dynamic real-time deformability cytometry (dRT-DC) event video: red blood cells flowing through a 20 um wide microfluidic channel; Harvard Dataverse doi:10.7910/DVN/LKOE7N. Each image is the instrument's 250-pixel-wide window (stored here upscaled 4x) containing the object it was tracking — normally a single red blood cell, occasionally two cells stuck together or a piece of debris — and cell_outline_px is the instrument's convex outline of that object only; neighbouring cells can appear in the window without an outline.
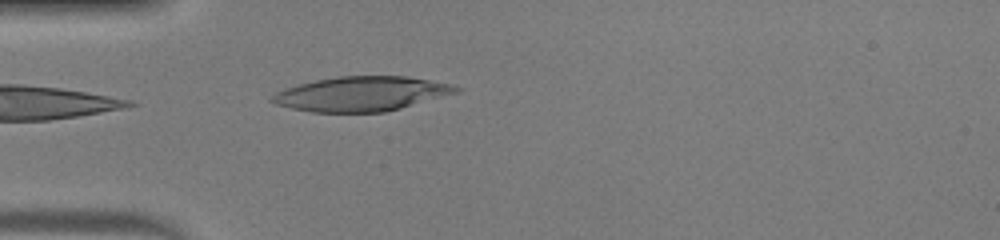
{"species": "human", "species_latin": "Homo sapiens", "temperature_condition": "warm", "stored_images_in_passage": 35, "camera_frame_rate_fps": 3000, "um_per_image_px": 0.085, "donor": {"sex": "male"}, "frame": {"image": 1, "passage_image": 1, "time_ms": 0.0, "image_size_px": [1000, 240], "cell_outline_px": [[464, 88], [460, 92], [400, 108], [384, 112], [312, 112], [292, 108], [276, 104], [268, 100], [276, 92], [284, 88], [316, 80], [336, 76], [408, 76], [452, 84]], "centroid_in_image_um": [30.75, 7.97], "position_along_channel_um": 54.2, "area_um2": 37.11}}
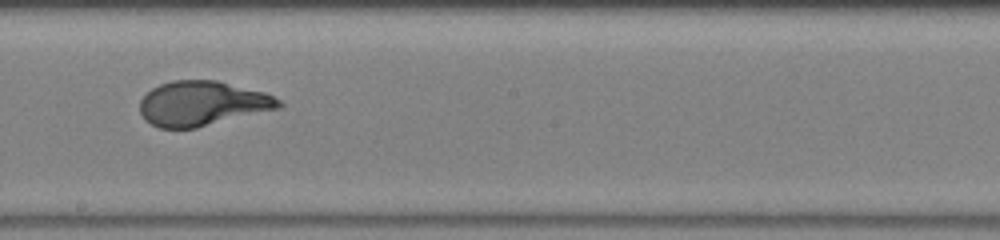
{"frame": {"image": 2, "passage_image": 14, "time_ms": 4.333, "image_size_px": [1000, 240], "cell_outline_px": [[284, 104], [280, 108], [196, 128], [160, 128], [144, 120], [140, 112], [140, 100], [152, 88], [160, 84], [172, 80], [216, 80], [264, 92], [280, 100]], "centroid_in_image_um": [17.18, 8.8], "position_along_channel_um": 231.0, "area_um2": 36.13}}
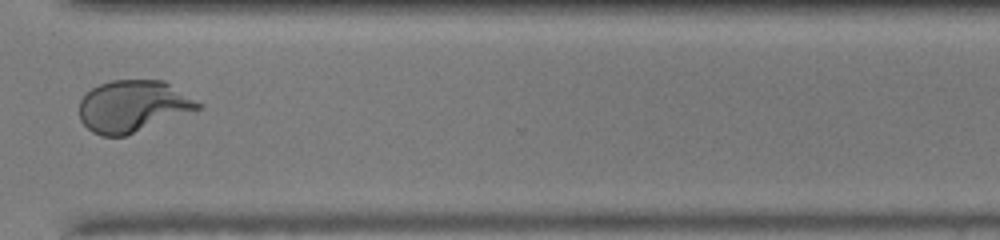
{"frame": {"image": 3, "passage_image": 23, "time_ms": 7.333, "image_size_px": [1000, 240], "cell_outline_px": [[204, 104], [200, 108], [124, 136], [100, 136], [92, 132], [80, 120], [80, 100], [92, 88], [100, 84], [112, 80], [164, 80]], "centroid_in_image_um": [11.29, 9.01], "position_along_channel_um": 359.3, "area_um2": 35.43}, "authors_computed_cell_mechanics": {"area_um2": 37.1076, "velocity_mm_per_s": 4.2691, "shape_relaxation_time_tau1_ms": 6.0695, "shape_relaxation_time_tau2_ms": null, "deformation_change_tau1": 0.3284, "deformation_change_tau2": null}}